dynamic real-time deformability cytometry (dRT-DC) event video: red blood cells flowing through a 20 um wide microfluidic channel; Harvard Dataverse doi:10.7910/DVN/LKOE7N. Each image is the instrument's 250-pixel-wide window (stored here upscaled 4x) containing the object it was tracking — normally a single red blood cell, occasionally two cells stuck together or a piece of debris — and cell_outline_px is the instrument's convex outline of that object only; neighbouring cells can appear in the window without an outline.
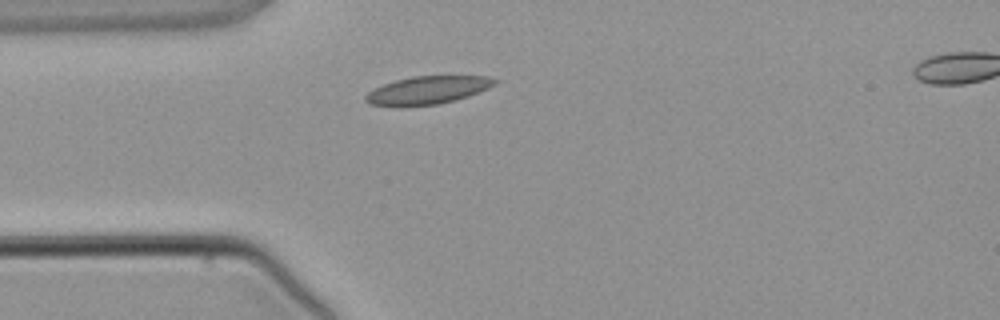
{"species": "common noctule bat (a hibernating species)", "species_latin": "Nyctalus noctula", "temperature_condition": "warm", "stored_images_in_passage": 2, "segment_of_instrument_passage": [1, 2], "camera_frame_rate_fps": 3000, "um_per_image_px": 0.085, "animal": {"sex": "male", "body_mass_g": 21.5, "forearm_length_mm": 52.0}, "frame": {"image": 1, "passage_image": 1, "time_ms": 0.0, "image_size_px": [1000, 320], "cell_outline_px": [[500, 80], [496, 84], [488, 88], [468, 96], [436, 104], [368, 104], [364, 100], [364, 96], [368, 92], [384, 84], [396, 80], [412, 76], [488, 76]], "centroid_in_image_um": [36.41, 7.62], "position_along_channel_um": 48.6, "area_um2": 20.29}}